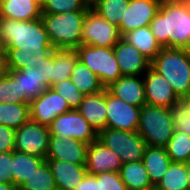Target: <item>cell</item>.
Segmentation results:
<instances>
[{
    "label": "cell",
    "mask_w": 190,
    "mask_h": 190,
    "mask_svg": "<svg viewBox=\"0 0 190 190\" xmlns=\"http://www.w3.org/2000/svg\"><path fill=\"white\" fill-rule=\"evenodd\" d=\"M149 26L162 48H185L190 39V0L160 4Z\"/></svg>",
    "instance_id": "cell-1"
},
{
    "label": "cell",
    "mask_w": 190,
    "mask_h": 190,
    "mask_svg": "<svg viewBox=\"0 0 190 190\" xmlns=\"http://www.w3.org/2000/svg\"><path fill=\"white\" fill-rule=\"evenodd\" d=\"M0 46L23 51L53 48L41 18L18 21L0 17Z\"/></svg>",
    "instance_id": "cell-2"
},
{
    "label": "cell",
    "mask_w": 190,
    "mask_h": 190,
    "mask_svg": "<svg viewBox=\"0 0 190 190\" xmlns=\"http://www.w3.org/2000/svg\"><path fill=\"white\" fill-rule=\"evenodd\" d=\"M150 67L172 86L182 100L190 89V54L185 48H162Z\"/></svg>",
    "instance_id": "cell-3"
},
{
    "label": "cell",
    "mask_w": 190,
    "mask_h": 190,
    "mask_svg": "<svg viewBox=\"0 0 190 190\" xmlns=\"http://www.w3.org/2000/svg\"><path fill=\"white\" fill-rule=\"evenodd\" d=\"M86 13L42 14L41 21L54 49L75 50L82 44V25Z\"/></svg>",
    "instance_id": "cell-4"
},
{
    "label": "cell",
    "mask_w": 190,
    "mask_h": 190,
    "mask_svg": "<svg viewBox=\"0 0 190 190\" xmlns=\"http://www.w3.org/2000/svg\"><path fill=\"white\" fill-rule=\"evenodd\" d=\"M137 131L148 146L165 148L174 133L170 108L144 105Z\"/></svg>",
    "instance_id": "cell-5"
},
{
    "label": "cell",
    "mask_w": 190,
    "mask_h": 190,
    "mask_svg": "<svg viewBox=\"0 0 190 190\" xmlns=\"http://www.w3.org/2000/svg\"><path fill=\"white\" fill-rule=\"evenodd\" d=\"M75 50L79 61L98 76L105 88L122 76L113 48L81 44Z\"/></svg>",
    "instance_id": "cell-6"
},
{
    "label": "cell",
    "mask_w": 190,
    "mask_h": 190,
    "mask_svg": "<svg viewBox=\"0 0 190 190\" xmlns=\"http://www.w3.org/2000/svg\"><path fill=\"white\" fill-rule=\"evenodd\" d=\"M98 140L118 155L123 164L142 160L148 146L138 131L105 128L98 132Z\"/></svg>",
    "instance_id": "cell-7"
},
{
    "label": "cell",
    "mask_w": 190,
    "mask_h": 190,
    "mask_svg": "<svg viewBox=\"0 0 190 190\" xmlns=\"http://www.w3.org/2000/svg\"><path fill=\"white\" fill-rule=\"evenodd\" d=\"M49 127L31 119L15 130L14 151L45 158L49 148Z\"/></svg>",
    "instance_id": "cell-8"
},
{
    "label": "cell",
    "mask_w": 190,
    "mask_h": 190,
    "mask_svg": "<svg viewBox=\"0 0 190 190\" xmlns=\"http://www.w3.org/2000/svg\"><path fill=\"white\" fill-rule=\"evenodd\" d=\"M50 135L63 138L76 139L86 144H91L98 139V132L79 113L77 109H71L67 113L57 116L49 126Z\"/></svg>",
    "instance_id": "cell-9"
},
{
    "label": "cell",
    "mask_w": 190,
    "mask_h": 190,
    "mask_svg": "<svg viewBox=\"0 0 190 190\" xmlns=\"http://www.w3.org/2000/svg\"><path fill=\"white\" fill-rule=\"evenodd\" d=\"M121 38L118 27L110 24L91 8L87 10L82 25V44L113 48Z\"/></svg>",
    "instance_id": "cell-10"
},
{
    "label": "cell",
    "mask_w": 190,
    "mask_h": 190,
    "mask_svg": "<svg viewBox=\"0 0 190 190\" xmlns=\"http://www.w3.org/2000/svg\"><path fill=\"white\" fill-rule=\"evenodd\" d=\"M32 121L49 127L57 116L70 111L68 102L51 88L29 103Z\"/></svg>",
    "instance_id": "cell-11"
},
{
    "label": "cell",
    "mask_w": 190,
    "mask_h": 190,
    "mask_svg": "<svg viewBox=\"0 0 190 190\" xmlns=\"http://www.w3.org/2000/svg\"><path fill=\"white\" fill-rule=\"evenodd\" d=\"M106 128L122 131H137L141 108L114 97L106 89Z\"/></svg>",
    "instance_id": "cell-12"
},
{
    "label": "cell",
    "mask_w": 190,
    "mask_h": 190,
    "mask_svg": "<svg viewBox=\"0 0 190 190\" xmlns=\"http://www.w3.org/2000/svg\"><path fill=\"white\" fill-rule=\"evenodd\" d=\"M160 4L153 0H130L124 18L118 26L121 36L140 27L149 26L159 11Z\"/></svg>",
    "instance_id": "cell-13"
},
{
    "label": "cell",
    "mask_w": 190,
    "mask_h": 190,
    "mask_svg": "<svg viewBox=\"0 0 190 190\" xmlns=\"http://www.w3.org/2000/svg\"><path fill=\"white\" fill-rule=\"evenodd\" d=\"M143 80L148 105L170 108L181 100L165 78L151 67L143 74Z\"/></svg>",
    "instance_id": "cell-14"
},
{
    "label": "cell",
    "mask_w": 190,
    "mask_h": 190,
    "mask_svg": "<svg viewBox=\"0 0 190 190\" xmlns=\"http://www.w3.org/2000/svg\"><path fill=\"white\" fill-rule=\"evenodd\" d=\"M88 146L89 144L76 139L50 135L49 148L45 158L86 165Z\"/></svg>",
    "instance_id": "cell-15"
},
{
    "label": "cell",
    "mask_w": 190,
    "mask_h": 190,
    "mask_svg": "<svg viewBox=\"0 0 190 190\" xmlns=\"http://www.w3.org/2000/svg\"><path fill=\"white\" fill-rule=\"evenodd\" d=\"M123 163L118 155L98 139L87 148L86 169L88 174L97 175L103 172H119Z\"/></svg>",
    "instance_id": "cell-16"
},
{
    "label": "cell",
    "mask_w": 190,
    "mask_h": 190,
    "mask_svg": "<svg viewBox=\"0 0 190 190\" xmlns=\"http://www.w3.org/2000/svg\"><path fill=\"white\" fill-rule=\"evenodd\" d=\"M113 52L122 76H141L150 68L151 62L123 38L113 47Z\"/></svg>",
    "instance_id": "cell-17"
},
{
    "label": "cell",
    "mask_w": 190,
    "mask_h": 190,
    "mask_svg": "<svg viewBox=\"0 0 190 190\" xmlns=\"http://www.w3.org/2000/svg\"><path fill=\"white\" fill-rule=\"evenodd\" d=\"M106 89L126 103L142 108L146 105L145 84L141 76H121Z\"/></svg>",
    "instance_id": "cell-18"
},
{
    "label": "cell",
    "mask_w": 190,
    "mask_h": 190,
    "mask_svg": "<svg viewBox=\"0 0 190 190\" xmlns=\"http://www.w3.org/2000/svg\"><path fill=\"white\" fill-rule=\"evenodd\" d=\"M58 190H75L86 176L85 165L62 160L46 159Z\"/></svg>",
    "instance_id": "cell-19"
},
{
    "label": "cell",
    "mask_w": 190,
    "mask_h": 190,
    "mask_svg": "<svg viewBox=\"0 0 190 190\" xmlns=\"http://www.w3.org/2000/svg\"><path fill=\"white\" fill-rule=\"evenodd\" d=\"M77 110L97 132L105 129L107 118L106 88L99 93L85 95Z\"/></svg>",
    "instance_id": "cell-20"
},
{
    "label": "cell",
    "mask_w": 190,
    "mask_h": 190,
    "mask_svg": "<svg viewBox=\"0 0 190 190\" xmlns=\"http://www.w3.org/2000/svg\"><path fill=\"white\" fill-rule=\"evenodd\" d=\"M41 0H0V17L18 21L41 18Z\"/></svg>",
    "instance_id": "cell-21"
},
{
    "label": "cell",
    "mask_w": 190,
    "mask_h": 190,
    "mask_svg": "<svg viewBox=\"0 0 190 190\" xmlns=\"http://www.w3.org/2000/svg\"><path fill=\"white\" fill-rule=\"evenodd\" d=\"M8 73L19 83L20 95H25L30 101L47 89L43 85L40 68L27 67L16 71L8 70Z\"/></svg>",
    "instance_id": "cell-22"
},
{
    "label": "cell",
    "mask_w": 190,
    "mask_h": 190,
    "mask_svg": "<svg viewBox=\"0 0 190 190\" xmlns=\"http://www.w3.org/2000/svg\"><path fill=\"white\" fill-rule=\"evenodd\" d=\"M8 70L37 67L54 50V48H41V50L23 51L22 49H5Z\"/></svg>",
    "instance_id": "cell-23"
},
{
    "label": "cell",
    "mask_w": 190,
    "mask_h": 190,
    "mask_svg": "<svg viewBox=\"0 0 190 190\" xmlns=\"http://www.w3.org/2000/svg\"><path fill=\"white\" fill-rule=\"evenodd\" d=\"M142 162L148 172L151 183L156 186L172 161L167 154L166 148L147 146Z\"/></svg>",
    "instance_id": "cell-24"
},
{
    "label": "cell",
    "mask_w": 190,
    "mask_h": 190,
    "mask_svg": "<svg viewBox=\"0 0 190 190\" xmlns=\"http://www.w3.org/2000/svg\"><path fill=\"white\" fill-rule=\"evenodd\" d=\"M122 38L132 44L150 62L161 51L162 47L154 37L150 26L129 31Z\"/></svg>",
    "instance_id": "cell-25"
},
{
    "label": "cell",
    "mask_w": 190,
    "mask_h": 190,
    "mask_svg": "<svg viewBox=\"0 0 190 190\" xmlns=\"http://www.w3.org/2000/svg\"><path fill=\"white\" fill-rule=\"evenodd\" d=\"M119 174L128 190L155 189L142 160L124 163L120 168Z\"/></svg>",
    "instance_id": "cell-26"
},
{
    "label": "cell",
    "mask_w": 190,
    "mask_h": 190,
    "mask_svg": "<svg viewBox=\"0 0 190 190\" xmlns=\"http://www.w3.org/2000/svg\"><path fill=\"white\" fill-rule=\"evenodd\" d=\"M45 161L46 158L12 151L13 184L19 188Z\"/></svg>",
    "instance_id": "cell-27"
},
{
    "label": "cell",
    "mask_w": 190,
    "mask_h": 190,
    "mask_svg": "<svg viewBox=\"0 0 190 190\" xmlns=\"http://www.w3.org/2000/svg\"><path fill=\"white\" fill-rule=\"evenodd\" d=\"M70 80L85 95L96 94L105 89L98 76L79 60L71 72Z\"/></svg>",
    "instance_id": "cell-28"
},
{
    "label": "cell",
    "mask_w": 190,
    "mask_h": 190,
    "mask_svg": "<svg viewBox=\"0 0 190 190\" xmlns=\"http://www.w3.org/2000/svg\"><path fill=\"white\" fill-rule=\"evenodd\" d=\"M78 60L79 57L76 50L55 49V64L52 65L50 88L55 83L70 78Z\"/></svg>",
    "instance_id": "cell-29"
},
{
    "label": "cell",
    "mask_w": 190,
    "mask_h": 190,
    "mask_svg": "<svg viewBox=\"0 0 190 190\" xmlns=\"http://www.w3.org/2000/svg\"><path fill=\"white\" fill-rule=\"evenodd\" d=\"M29 103H0V124L16 130L29 121Z\"/></svg>",
    "instance_id": "cell-30"
},
{
    "label": "cell",
    "mask_w": 190,
    "mask_h": 190,
    "mask_svg": "<svg viewBox=\"0 0 190 190\" xmlns=\"http://www.w3.org/2000/svg\"><path fill=\"white\" fill-rule=\"evenodd\" d=\"M187 163L171 162L155 190H188Z\"/></svg>",
    "instance_id": "cell-31"
},
{
    "label": "cell",
    "mask_w": 190,
    "mask_h": 190,
    "mask_svg": "<svg viewBox=\"0 0 190 190\" xmlns=\"http://www.w3.org/2000/svg\"><path fill=\"white\" fill-rule=\"evenodd\" d=\"M130 0H96L90 8L110 24L118 27Z\"/></svg>",
    "instance_id": "cell-32"
},
{
    "label": "cell",
    "mask_w": 190,
    "mask_h": 190,
    "mask_svg": "<svg viewBox=\"0 0 190 190\" xmlns=\"http://www.w3.org/2000/svg\"><path fill=\"white\" fill-rule=\"evenodd\" d=\"M165 148L172 162H190V136L187 133L174 130Z\"/></svg>",
    "instance_id": "cell-33"
},
{
    "label": "cell",
    "mask_w": 190,
    "mask_h": 190,
    "mask_svg": "<svg viewBox=\"0 0 190 190\" xmlns=\"http://www.w3.org/2000/svg\"><path fill=\"white\" fill-rule=\"evenodd\" d=\"M19 188L21 190H58L47 161L35 170Z\"/></svg>",
    "instance_id": "cell-34"
},
{
    "label": "cell",
    "mask_w": 190,
    "mask_h": 190,
    "mask_svg": "<svg viewBox=\"0 0 190 190\" xmlns=\"http://www.w3.org/2000/svg\"><path fill=\"white\" fill-rule=\"evenodd\" d=\"M42 14H62L87 11L90 6L84 0H41Z\"/></svg>",
    "instance_id": "cell-35"
},
{
    "label": "cell",
    "mask_w": 190,
    "mask_h": 190,
    "mask_svg": "<svg viewBox=\"0 0 190 190\" xmlns=\"http://www.w3.org/2000/svg\"><path fill=\"white\" fill-rule=\"evenodd\" d=\"M0 103H30L25 95H20L19 83L8 72L0 77Z\"/></svg>",
    "instance_id": "cell-36"
},
{
    "label": "cell",
    "mask_w": 190,
    "mask_h": 190,
    "mask_svg": "<svg viewBox=\"0 0 190 190\" xmlns=\"http://www.w3.org/2000/svg\"><path fill=\"white\" fill-rule=\"evenodd\" d=\"M51 89L68 102L70 109H78L85 96V94L74 85L70 78L55 83L51 86Z\"/></svg>",
    "instance_id": "cell-37"
},
{
    "label": "cell",
    "mask_w": 190,
    "mask_h": 190,
    "mask_svg": "<svg viewBox=\"0 0 190 190\" xmlns=\"http://www.w3.org/2000/svg\"><path fill=\"white\" fill-rule=\"evenodd\" d=\"M174 122V130L187 133L190 136V107L183 101L170 107Z\"/></svg>",
    "instance_id": "cell-38"
},
{
    "label": "cell",
    "mask_w": 190,
    "mask_h": 190,
    "mask_svg": "<svg viewBox=\"0 0 190 190\" xmlns=\"http://www.w3.org/2000/svg\"><path fill=\"white\" fill-rule=\"evenodd\" d=\"M94 176L98 180V190H128L119 172H103Z\"/></svg>",
    "instance_id": "cell-39"
},
{
    "label": "cell",
    "mask_w": 190,
    "mask_h": 190,
    "mask_svg": "<svg viewBox=\"0 0 190 190\" xmlns=\"http://www.w3.org/2000/svg\"><path fill=\"white\" fill-rule=\"evenodd\" d=\"M12 151L0 152V182L13 184Z\"/></svg>",
    "instance_id": "cell-40"
},
{
    "label": "cell",
    "mask_w": 190,
    "mask_h": 190,
    "mask_svg": "<svg viewBox=\"0 0 190 190\" xmlns=\"http://www.w3.org/2000/svg\"><path fill=\"white\" fill-rule=\"evenodd\" d=\"M15 130L0 124V152L14 151Z\"/></svg>",
    "instance_id": "cell-41"
},
{
    "label": "cell",
    "mask_w": 190,
    "mask_h": 190,
    "mask_svg": "<svg viewBox=\"0 0 190 190\" xmlns=\"http://www.w3.org/2000/svg\"><path fill=\"white\" fill-rule=\"evenodd\" d=\"M55 64V49L39 64L42 74L43 85L50 88V77L52 76V65Z\"/></svg>",
    "instance_id": "cell-42"
},
{
    "label": "cell",
    "mask_w": 190,
    "mask_h": 190,
    "mask_svg": "<svg viewBox=\"0 0 190 190\" xmlns=\"http://www.w3.org/2000/svg\"><path fill=\"white\" fill-rule=\"evenodd\" d=\"M75 190H98V180L87 173Z\"/></svg>",
    "instance_id": "cell-43"
},
{
    "label": "cell",
    "mask_w": 190,
    "mask_h": 190,
    "mask_svg": "<svg viewBox=\"0 0 190 190\" xmlns=\"http://www.w3.org/2000/svg\"><path fill=\"white\" fill-rule=\"evenodd\" d=\"M8 72L6 50L0 46V77Z\"/></svg>",
    "instance_id": "cell-44"
},
{
    "label": "cell",
    "mask_w": 190,
    "mask_h": 190,
    "mask_svg": "<svg viewBox=\"0 0 190 190\" xmlns=\"http://www.w3.org/2000/svg\"><path fill=\"white\" fill-rule=\"evenodd\" d=\"M16 189L17 187L14 184L0 182V190H16Z\"/></svg>",
    "instance_id": "cell-45"
},
{
    "label": "cell",
    "mask_w": 190,
    "mask_h": 190,
    "mask_svg": "<svg viewBox=\"0 0 190 190\" xmlns=\"http://www.w3.org/2000/svg\"><path fill=\"white\" fill-rule=\"evenodd\" d=\"M187 178H188L187 187H188V190H190V162L187 163Z\"/></svg>",
    "instance_id": "cell-46"
},
{
    "label": "cell",
    "mask_w": 190,
    "mask_h": 190,
    "mask_svg": "<svg viewBox=\"0 0 190 190\" xmlns=\"http://www.w3.org/2000/svg\"><path fill=\"white\" fill-rule=\"evenodd\" d=\"M190 107V89L188 93L182 99Z\"/></svg>",
    "instance_id": "cell-47"
},
{
    "label": "cell",
    "mask_w": 190,
    "mask_h": 190,
    "mask_svg": "<svg viewBox=\"0 0 190 190\" xmlns=\"http://www.w3.org/2000/svg\"><path fill=\"white\" fill-rule=\"evenodd\" d=\"M185 50L190 54V39L187 46L185 47Z\"/></svg>",
    "instance_id": "cell-48"
},
{
    "label": "cell",
    "mask_w": 190,
    "mask_h": 190,
    "mask_svg": "<svg viewBox=\"0 0 190 190\" xmlns=\"http://www.w3.org/2000/svg\"><path fill=\"white\" fill-rule=\"evenodd\" d=\"M89 6L92 5L96 0H84Z\"/></svg>",
    "instance_id": "cell-49"
},
{
    "label": "cell",
    "mask_w": 190,
    "mask_h": 190,
    "mask_svg": "<svg viewBox=\"0 0 190 190\" xmlns=\"http://www.w3.org/2000/svg\"><path fill=\"white\" fill-rule=\"evenodd\" d=\"M153 1H155L159 4H163V3L167 2L168 0H153Z\"/></svg>",
    "instance_id": "cell-50"
}]
</instances>
